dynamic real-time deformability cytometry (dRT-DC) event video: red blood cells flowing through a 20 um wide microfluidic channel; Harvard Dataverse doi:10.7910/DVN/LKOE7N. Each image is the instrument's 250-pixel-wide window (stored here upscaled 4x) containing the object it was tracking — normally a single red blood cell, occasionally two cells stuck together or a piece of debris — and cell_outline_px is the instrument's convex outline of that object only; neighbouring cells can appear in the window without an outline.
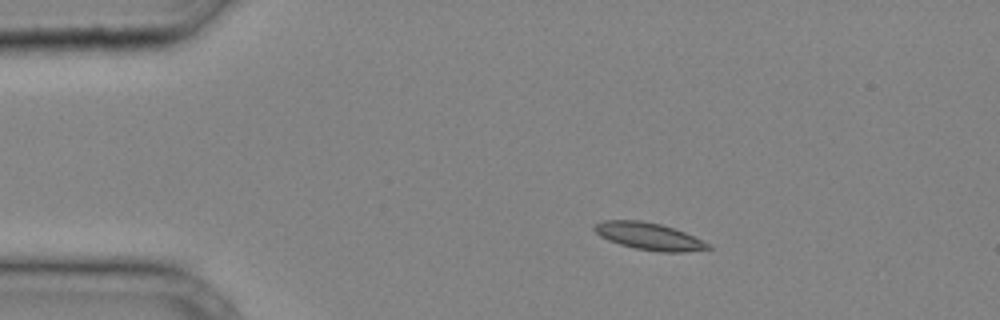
{"species": "common noctule bat (a hibernating species)", "species_latin": "Nyctalus noctula", "temperature_condition": "cold", "stored_images_in_passage": 38, "camera_frame_rate_fps": 3000, "um_per_image_px": 0.085, "animal": {"sex": "male", "body_mass_g": 20.4}, "frame": {"image": 1, "passage_image": 7, "time_ms": 2.0, "image_size_px": [1000, 320], "cell_outline_px": [[712, 248], [684, 252], [660, 252], [636, 248], [620, 244], [608, 240], [600, 236], [592, 228], [596, 224], [604, 220], [640, 220], [660, 224], [684, 232], [708, 244]], "centroid_in_image_um": [55.12, 20.08], "position_along_channel_um": 29.9, "area_um2": 17.63}}
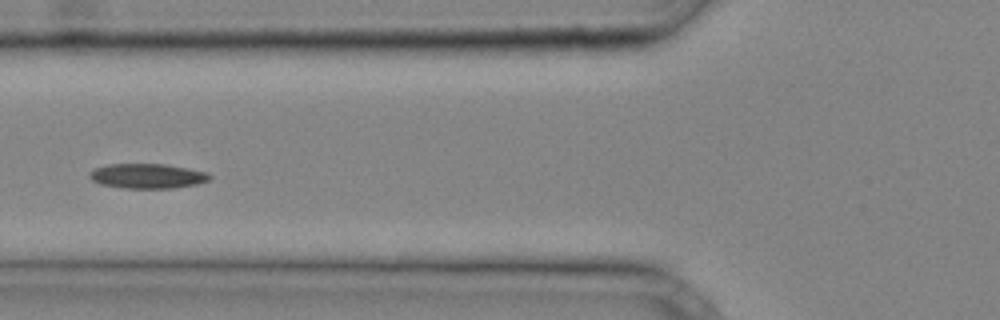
{"frame": {"image": 2, "passage_image": 15, "time_ms": 4.667, "image_size_px": [1000, 320], "cell_outline_px": [[212, 176], [208, 180], [196, 184], [172, 188], [124, 188], [100, 184], [92, 180], [88, 176], [96, 168], [108, 164], [164, 164], [188, 168], [208, 172]], "centroid_in_image_um": [12.54, 14.96], "position_along_channel_um": 113.3, "area_um2": 17.22}}
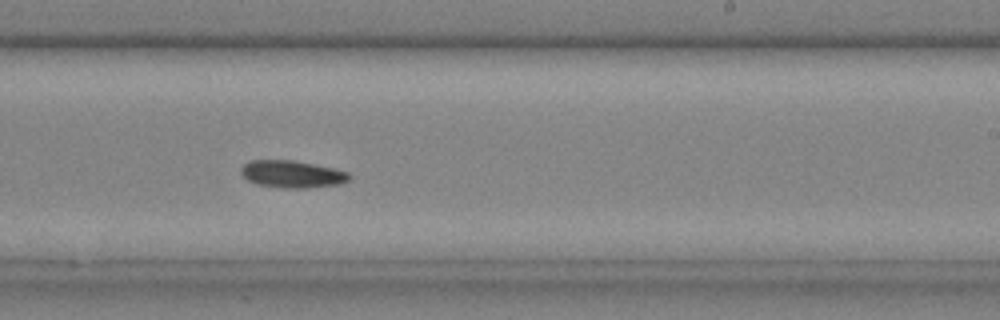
{"frame": {"image": 3, "passage_image": 24, "time_ms": 7.667, "image_size_px": [1000, 320], "cell_outline_px": [[352, 176], [348, 180], [340, 184], [308, 188], [284, 188], [256, 184], [248, 180], [240, 172], [240, 168], [248, 160], [292, 160], [332, 168], [348, 172]], "centroid_in_image_um": [24.81, 14.8], "position_along_channel_um": 264.2, "area_um2": 17.17}}